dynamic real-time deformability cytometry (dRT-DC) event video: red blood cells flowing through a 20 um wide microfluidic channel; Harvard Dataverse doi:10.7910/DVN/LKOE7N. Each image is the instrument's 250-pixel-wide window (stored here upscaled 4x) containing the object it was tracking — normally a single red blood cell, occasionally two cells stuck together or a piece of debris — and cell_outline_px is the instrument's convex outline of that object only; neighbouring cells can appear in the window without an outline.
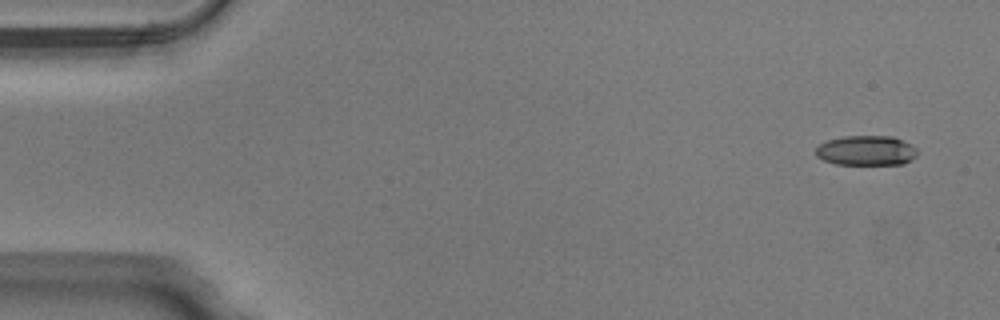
{"species": "Egyptian fruit bat (a non-hibernating species)", "species_latin": "Rousettus aegyptiacus", "temperature_condition": "warm", "stored_images_in_passage": 48, "camera_frame_rate_fps": 3000, "um_per_image_px": 0.085, "animal": {"sex": "male"}, "frame": {"image": 1, "passage_image": 1, "time_ms": 0.0, "image_size_px": [1000, 320], "cell_outline_px": [[916, 156], [912, 160], [904, 164], [836, 164], [824, 160], [816, 156], [816, 148], [820, 144], [828, 140], [844, 136], [892, 136], [916, 148]], "centroid_in_image_um": [73.62, 12.8], "position_along_channel_um": 11.4, "area_um2": 17.51}}
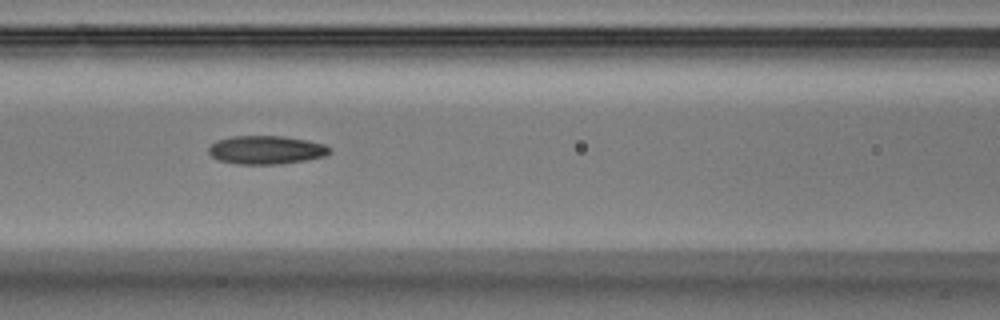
{"frame": {"image": 2, "passage_image": 20, "time_ms": 6.333, "image_size_px": [1000, 320], "cell_outline_px": [[332, 152], [324, 156], [308, 160], [280, 164], [240, 164], [220, 160], [212, 156], [208, 152], [208, 148], [216, 140], [232, 136], [284, 136], [308, 140], [324, 144], [332, 148]], "centroid_in_image_um": [22.67, 12.74], "position_along_channel_um": 143.9, "area_um2": 20.17}}
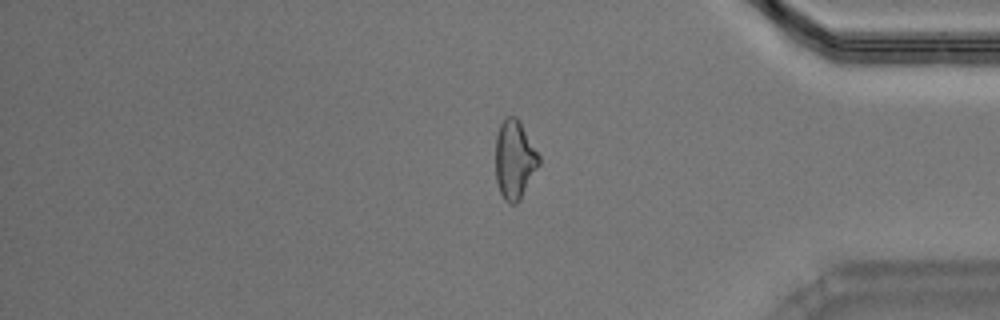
{"frame": {"image": 3, "passage_image": 40, "time_ms": 13.0, "image_size_px": [1000, 320], "cell_outline_px": [[540, 164], [520, 200], [516, 204], [508, 204], [504, 200], [500, 192], [496, 180], [496, 136], [500, 124], [508, 116], [516, 116], [520, 120], [540, 156]], "centroid_in_image_um": [43.75, 13.58], "position_along_channel_um": 391.5, "area_um2": 20.06}, "authors_computed_cell_mechanics": {"area_um2": 19.8832, "velocity_mm_per_s": 4.046, "shape_relaxation_time_tau1_ms": null, "shape_relaxation_time_tau2_ms": 3.8499, "deformation_change_tau1": null, "deformation_change_tau2": 0.1306}}